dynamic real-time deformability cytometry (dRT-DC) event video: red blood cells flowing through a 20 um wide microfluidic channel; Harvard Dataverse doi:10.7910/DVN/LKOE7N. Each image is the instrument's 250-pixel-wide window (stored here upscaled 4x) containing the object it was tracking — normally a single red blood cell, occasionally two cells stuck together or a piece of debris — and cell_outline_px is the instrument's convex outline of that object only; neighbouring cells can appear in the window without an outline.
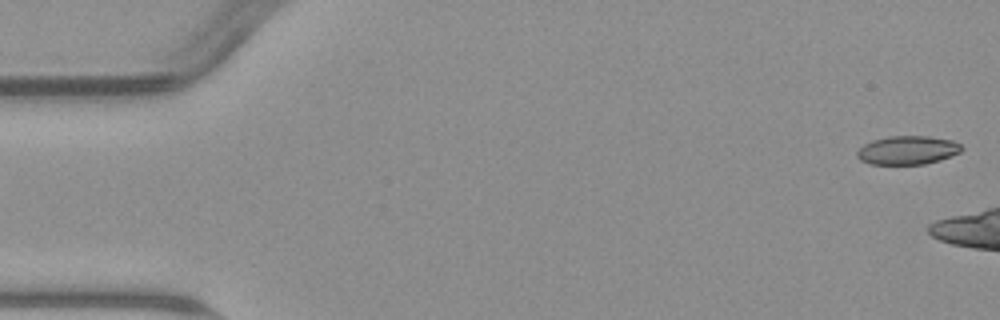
{"species": "common noctule bat (a hibernating species)", "species_latin": "Nyctalus noctula", "temperature_condition": "warm", "stored_images_in_passage": 3, "camera_frame_rate_fps": 3000, "um_per_image_px": 0.085, "animal": {"sex": "male", "body_mass_g": 23.1, "forearm_length_mm": 52.7}, "frame": {"image": 1, "passage_image": 1, "time_ms": 0.0, "image_size_px": [1000, 320], "cell_outline_px": [[964, 148], [960, 152], [940, 160], [924, 164], [868, 164], [860, 160], [856, 156], [856, 152], [864, 144], [872, 140], [888, 136], [928, 136], [952, 140], [960, 144]], "centroid_in_image_um": [77.13, 12.76], "position_along_channel_um": 7.9, "area_um2": 17.51}}